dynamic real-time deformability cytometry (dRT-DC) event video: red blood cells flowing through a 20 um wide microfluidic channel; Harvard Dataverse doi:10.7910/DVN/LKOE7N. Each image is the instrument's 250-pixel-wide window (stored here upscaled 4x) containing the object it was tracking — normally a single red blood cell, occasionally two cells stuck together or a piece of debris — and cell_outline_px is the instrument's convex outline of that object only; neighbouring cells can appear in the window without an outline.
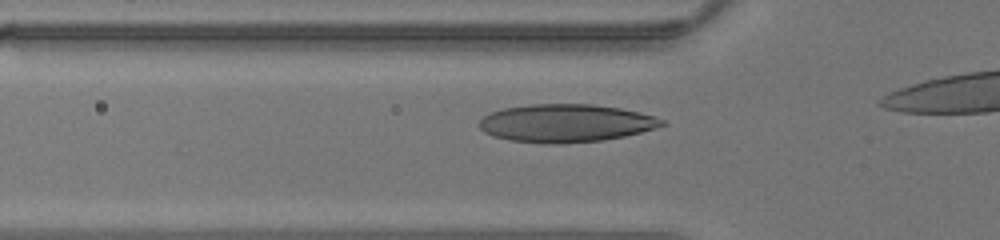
{"species": "human", "species_latin": "Homo sapiens", "temperature_condition": "warm", "stored_images_in_passage": 14, "camera_frame_rate_fps": 3000, "um_per_image_px": 0.085, "donor": {"sex": "male"}, "frame": {"image": 1, "passage_image": 4, "time_ms": 1.0, "image_size_px": [1000, 240], "cell_outline_px": [[668, 124], [656, 128], [624, 136], [604, 140], [560, 144], [552, 144], [508, 140], [492, 136], [484, 132], [480, 128], [480, 120], [484, 116], [492, 112], [504, 108], [532, 104], [592, 104], [620, 108], [640, 112], [656, 116], [664, 120]], "centroid_in_image_um": [48.13, 10.47], "position_along_channel_um": 77.7, "area_um2": 40.52}}
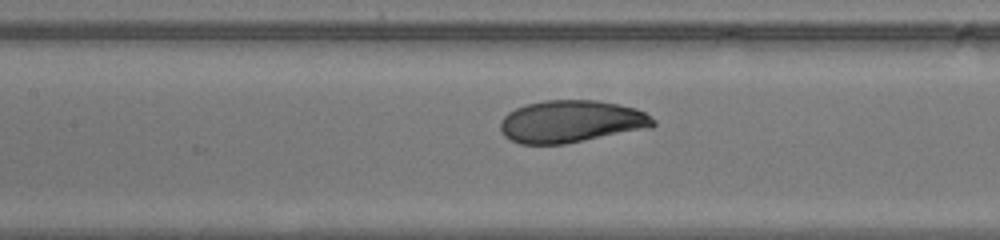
{"frame": {"image": 2, "passage_image": 9, "time_ms": 2.667, "image_size_px": [1000, 240], "cell_outline_px": [[656, 124], [652, 128], [564, 144], [520, 144], [504, 136], [500, 132], [500, 120], [508, 112], [524, 104], [544, 100], [596, 100], [620, 104], [636, 108], [644, 112], [656, 120]], "centroid_in_image_um": [48.56, 10.32], "position_along_channel_um": 158.8, "area_um2": 38.09}}
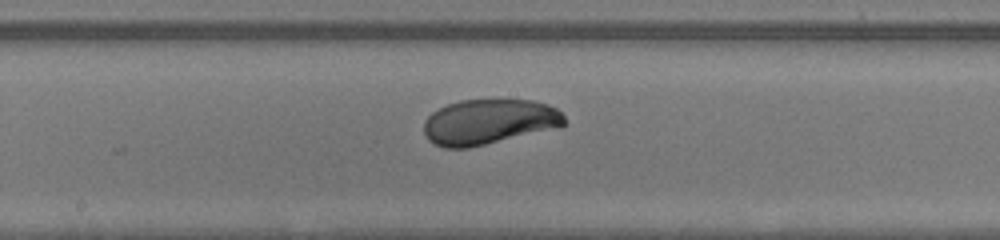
{"frame": {"image": 3, "passage_image": 12, "time_ms": 3.667, "image_size_px": [1000, 240], "cell_outline_px": [[564, 124], [560, 128], [468, 148], [444, 148], [428, 140], [424, 132], [424, 120], [432, 112], [448, 104], [460, 100], [532, 100], [548, 104], [556, 108], [564, 116]], "centroid_in_image_um": [41.57, 10.36], "position_along_channel_um": 206.6, "area_um2": 37.17}}